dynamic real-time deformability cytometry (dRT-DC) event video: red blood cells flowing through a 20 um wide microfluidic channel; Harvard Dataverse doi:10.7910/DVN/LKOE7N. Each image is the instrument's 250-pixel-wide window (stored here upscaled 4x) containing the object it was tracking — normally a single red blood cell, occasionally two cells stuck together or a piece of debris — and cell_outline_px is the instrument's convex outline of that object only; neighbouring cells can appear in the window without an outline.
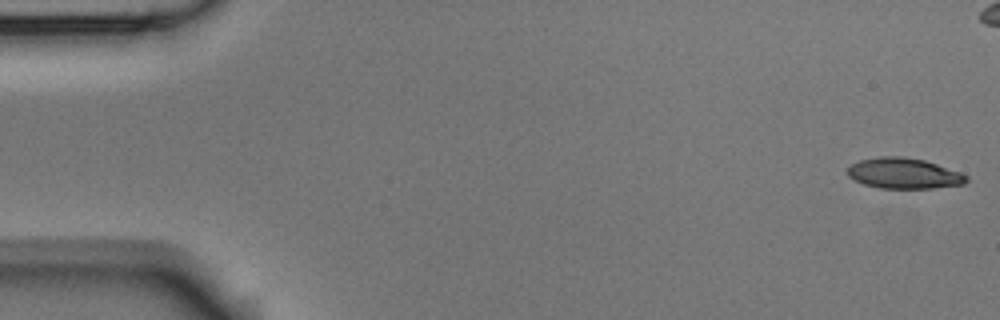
{"species": "Egyptian fruit bat (a non-hibernating species)", "species_latin": "Rousettus aegyptiacus", "temperature_condition": "room temperature", "stored_images_in_passage": 54, "camera_frame_rate_fps": 3000, "um_per_image_px": 0.085, "animal": {"sex": "male"}, "frame": {"image": 1, "passage_image": 1, "time_ms": 0.0, "image_size_px": [1000, 320], "cell_outline_px": [[968, 180], [964, 184], [932, 188], [880, 188], [864, 184], [848, 176], [848, 168], [852, 164], [860, 160], [880, 156], [904, 156], [924, 160], [960, 172], [968, 176]], "centroid_in_image_um": [76.84, 14.73], "position_along_channel_um": 8.2, "area_um2": 21.1}}
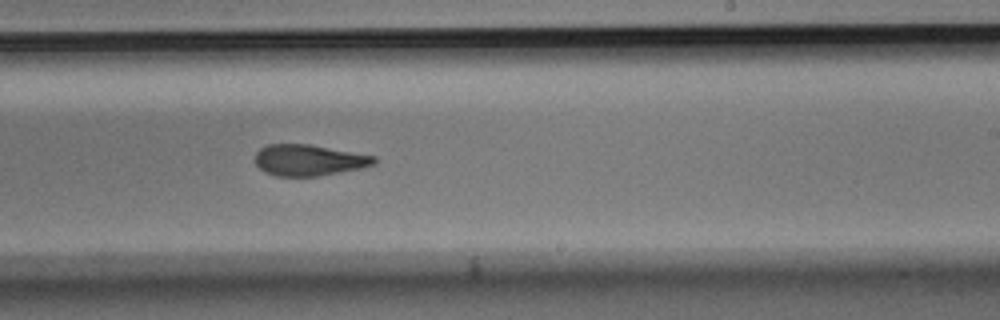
{"frame": {"image": 2, "passage_image": 32, "time_ms": 10.333, "image_size_px": [1000, 320], "cell_outline_px": [[376, 164], [360, 168], [316, 176], [276, 176], [264, 172], [256, 164], [256, 152], [260, 148], [268, 144], [308, 144], [376, 156]], "centroid_in_image_um": [26.24, 13.61], "position_along_channel_um": 262.8, "area_um2": 21.44}}
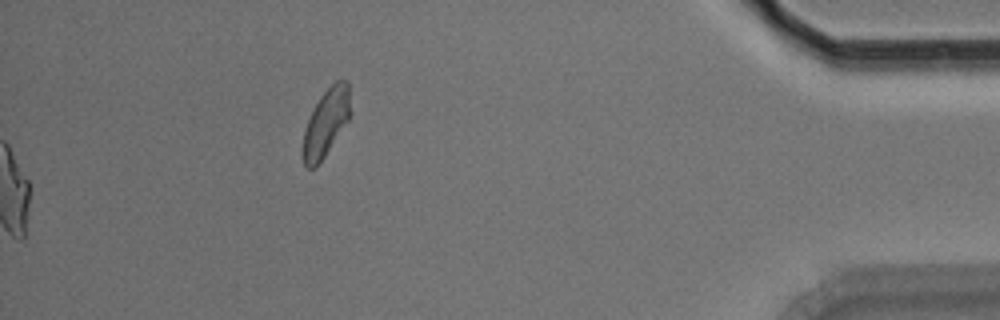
{"frame": {"image": 3, "passage_image": 54, "time_ms": 17.667, "image_size_px": [1000, 320], "cell_outline_px": [[348, 120], [316, 168], [308, 168], [304, 164], [300, 152], [300, 148], [304, 128], [320, 96], [336, 80], [348, 80]], "centroid_in_image_um": [27.63, 10.49], "position_along_channel_um": 407.6, "area_um2": 18.32}, "authors_computed_cell_mechanics": {"area_um2": 22.5131, "velocity_mm_per_s": 3.7701, "shape_relaxation_time_tau1_ms": null, "shape_relaxation_time_tau2_ms": 3.2791, "deformation_change_tau1": null, "deformation_change_tau2": 0.1152}}